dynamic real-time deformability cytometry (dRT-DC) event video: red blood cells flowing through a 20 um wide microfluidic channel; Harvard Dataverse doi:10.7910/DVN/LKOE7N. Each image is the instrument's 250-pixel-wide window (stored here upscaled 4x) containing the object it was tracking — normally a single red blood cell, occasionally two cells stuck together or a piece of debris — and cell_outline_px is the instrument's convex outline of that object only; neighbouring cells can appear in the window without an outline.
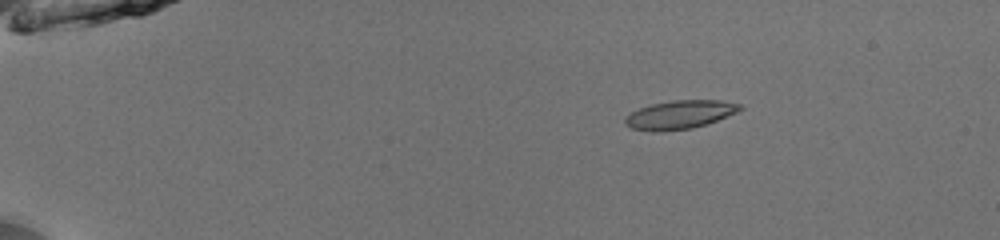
{"species": "common noctule bat (a hibernating species)", "species_latin": "Nyctalus noctula", "temperature_condition": "room temperature", "stored_images_in_passage": 44, "camera_frame_rate_fps": 3000, "um_per_image_px": 0.085, "animal": {"sex": "male", "body_mass_g": 13.0, "forearm_length_mm": 53.1}, "frame": {"image": 1, "passage_image": 1, "time_ms": 0.0, "image_size_px": [1000, 240], "cell_outline_px": [[744, 108], [736, 112], [716, 120], [692, 128], [660, 132], [652, 132], [632, 128], [624, 124], [624, 120], [632, 112], [640, 108], [652, 104], [672, 100], [720, 100], [740, 104]], "centroid_in_image_um": [57.76, 9.75], "position_along_channel_um": 27.2, "area_um2": 18.9}}
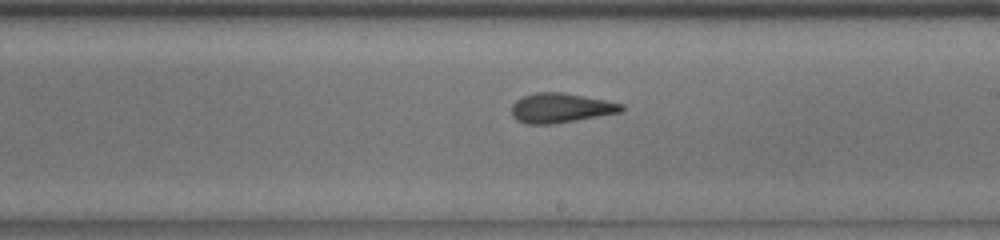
{"frame": {"image": 2, "passage_image": 24, "time_ms": 7.667, "image_size_px": [1000, 240], "cell_outline_px": [[624, 112], [552, 124], [524, 124], [516, 120], [512, 116], [512, 104], [516, 100], [524, 96], [536, 92], [560, 92], [604, 100], [624, 104]], "centroid_in_image_um": [47.65, 9.19], "position_along_channel_um": 241.3, "area_um2": 18.96}}
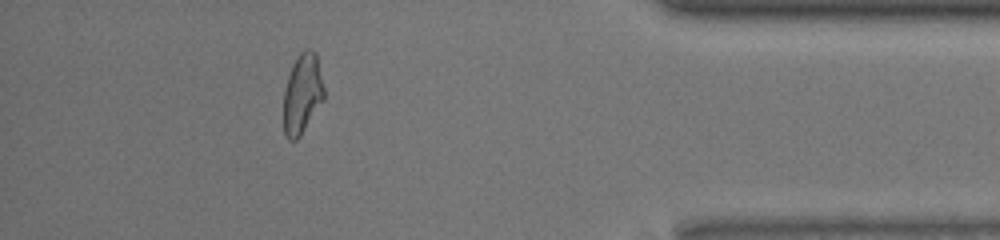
{"frame": {"image": 3, "passage_image": 39, "time_ms": 12.667, "image_size_px": [1000, 240], "cell_outline_px": [[324, 100], [300, 136], [296, 140], [288, 140], [284, 136], [284, 88], [292, 64], [300, 52], [304, 48], [312, 48], [316, 52], [324, 88]], "centroid_in_image_um": [25.7, 7.95], "position_along_channel_um": 409.5, "area_um2": 19.07}, "authors_computed_cell_mechanics": {"area_um2": 19.074, "velocity_mm_per_s": 3.9887, "shape_relaxation_time_tau1_ms": 4.3745, "shape_relaxation_time_tau2_ms": 2.3972, "deformation_change_tau1": 0.1817, "deformation_change_tau2": 0.056}}